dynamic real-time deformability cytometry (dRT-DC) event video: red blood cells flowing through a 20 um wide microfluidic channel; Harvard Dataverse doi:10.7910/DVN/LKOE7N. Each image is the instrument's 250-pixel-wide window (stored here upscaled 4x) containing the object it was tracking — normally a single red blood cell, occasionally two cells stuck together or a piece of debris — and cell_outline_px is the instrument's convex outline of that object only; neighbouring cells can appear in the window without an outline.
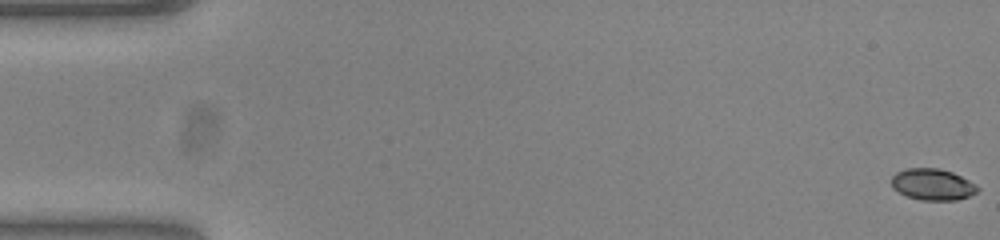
{"species": "common noctule bat (a hibernating species)", "species_latin": "Nyctalus noctula", "temperature_condition": "warm", "stored_images_in_passage": 54, "camera_frame_rate_fps": 3000, "um_per_image_px": 0.085, "animal": {"sex": "female", "body_mass_g": 23.0, "forearm_length_mm": 53.4}, "frame": {"image": 1, "passage_image": 1, "time_ms": 0.0, "image_size_px": [1000, 240], "cell_outline_px": [[980, 188], [976, 192], [968, 196], [956, 200], [920, 200], [908, 196], [892, 188], [892, 176], [896, 172], [904, 168], [936, 168], [952, 172], [976, 184]], "centroid_in_image_um": [79.25, 15.67], "position_along_channel_um": 5.7, "area_um2": 15.66}}
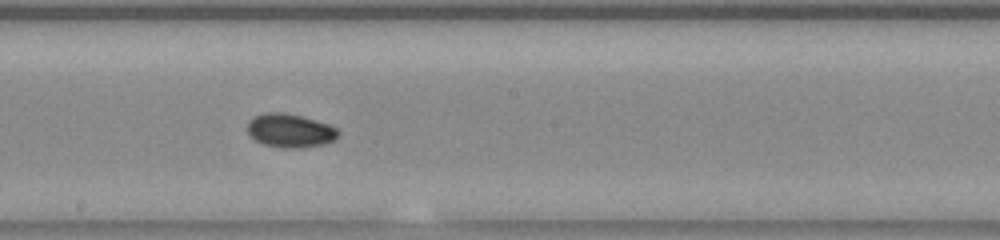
{"frame": {"image": 2, "passage_image": 30, "time_ms": 9.667, "image_size_px": [1000, 240], "cell_outline_px": [[340, 132], [336, 140], [324, 144], [300, 148], [280, 148], [264, 144], [256, 140], [248, 132], [248, 120], [252, 116], [264, 112], [284, 112], [300, 116], [328, 124], [336, 128]], "centroid_in_image_um": [24.65, 11.1], "position_along_channel_um": 223.5, "area_um2": 17.92}}
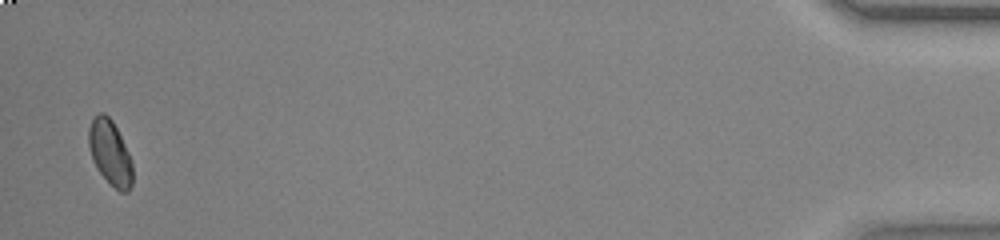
{"frame": {"image": 3, "passage_image": 53, "time_ms": 17.333, "image_size_px": [1000, 240], "cell_outline_px": [[132, 184], [128, 192], [120, 192], [96, 168], [92, 160], [88, 144], [88, 128], [92, 120], [100, 112], [104, 112], [112, 120], [128, 152], [132, 164]], "centroid_in_image_um": [9.34, 12.97], "position_along_channel_um": 425.9, "area_um2": 16.36}}